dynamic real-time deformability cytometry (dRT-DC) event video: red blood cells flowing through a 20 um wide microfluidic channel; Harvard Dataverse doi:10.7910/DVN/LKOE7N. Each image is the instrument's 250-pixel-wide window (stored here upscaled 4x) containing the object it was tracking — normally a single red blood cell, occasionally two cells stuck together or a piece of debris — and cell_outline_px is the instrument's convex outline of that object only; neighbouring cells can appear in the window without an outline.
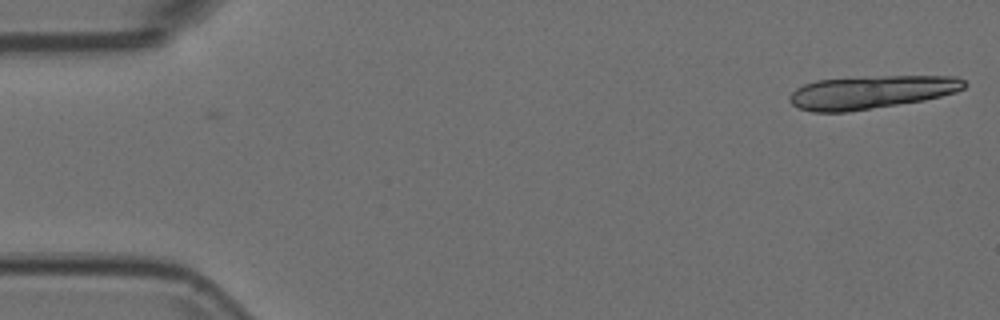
{"species": "Egyptian fruit bat (a non-hibernating species)", "species_latin": "Rousettus aegyptiacus", "temperature_condition": "room temperature", "stored_images_in_passage": 2, "camera_frame_rate_fps": 3000, "um_per_image_px": 0.085, "animal": {"sex": "female"}, "frame": {"image": 1, "passage_image": 1, "time_ms": 0.0, "image_size_px": [1000, 320], "cell_outline_px": [[968, 84], [964, 88], [956, 92], [924, 100], [844, 112], [812, 112], [800, 108], [792, 104], [788, 100], [788, 96], [796, 88], [804, 84], [816, 80], [884, 76], [956, 76], [964, 80]], "centroid_in_image_um": [74.05, 7.83], "position_along_channel_um": 11.0, "area_um2": 33.52}}